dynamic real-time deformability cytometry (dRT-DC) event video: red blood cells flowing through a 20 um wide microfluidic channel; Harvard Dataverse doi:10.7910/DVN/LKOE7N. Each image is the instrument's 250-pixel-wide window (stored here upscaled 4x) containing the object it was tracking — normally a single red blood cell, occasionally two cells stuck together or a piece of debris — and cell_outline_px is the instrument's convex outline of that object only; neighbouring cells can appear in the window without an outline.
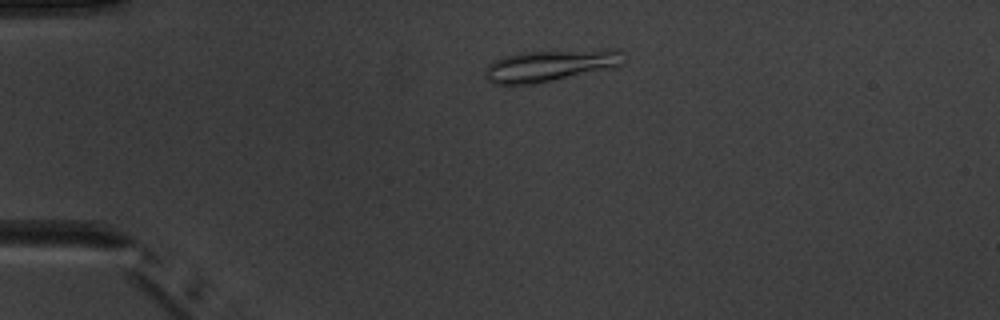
{"species": "common noctule bat (a hibernating species)", "species_latin": "Nyctalus noctula", "temperature_condition": "warm", "stored_images_in_passage": 3, "camera_frame_rate_fps": 3000, "um_per_image_px": 0.085, "animal": {"sex": "male", "body_mass_g": 20.1, "forearm_length_mm": 53.5}, "frame": {"image": 1, "passage_image": 2, "time_ms": 1.333, "image_size_px": [1000, 320], "cell_outline_px": [[624, 64], [616, 68], [536, 84], [492, 84], [484, 76], [484, 68], [488, 64], [504, 56], [520, 52], [612, 48], [616, 48], [624, 52]], "centroid_in_image_um": [46.86, 5.56], "position_along_channel_um": 38.1, "area_um2": 26.47}}